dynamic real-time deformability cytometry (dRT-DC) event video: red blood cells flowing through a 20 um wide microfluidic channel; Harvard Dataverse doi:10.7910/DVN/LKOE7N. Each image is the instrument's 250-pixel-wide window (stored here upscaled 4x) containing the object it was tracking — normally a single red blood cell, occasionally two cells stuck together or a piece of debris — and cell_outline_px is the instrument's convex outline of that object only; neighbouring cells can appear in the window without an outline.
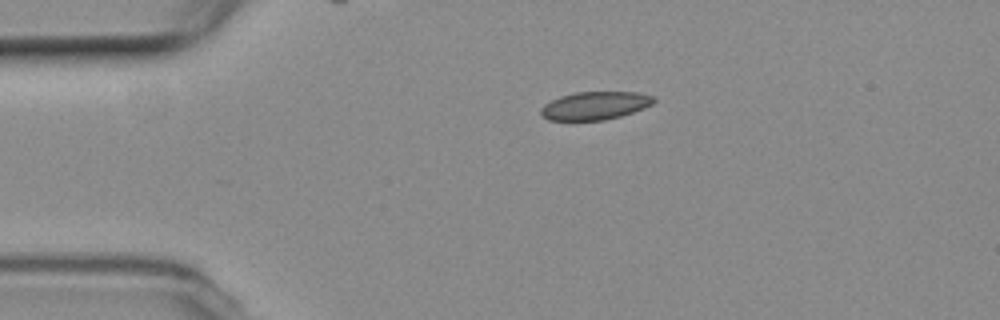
{"species": "common noctule bat (a hibernating species)", "species_latin": "Nyctalus noctula", "temperature_condition": "room temperature", "stored_images_in_passage": 2, "camera_frame_rate_fps": 3000, "um_per_image_px": 0.085, "animal": {"sex": "female", "body_mass_g": 19.3, "forearm_length_mm": 54.1}, "frame": {"image": 1, "passage_image": 1, "time_ms": 0.0, "image_size_px": [1000, 320], "cell_outline_px": [[656, 100], [652, 104], [644, 108], [620, 116], [604, 120], [548, 120], [540, 112], [540, 108], [544, 104], [560, 96], [576, 92], [636, 92], [656, 96]], "centroid_in_image_um": [50.59, 8.97], "position_along_channel_um": 34.4, "area_um2": 18.44}}